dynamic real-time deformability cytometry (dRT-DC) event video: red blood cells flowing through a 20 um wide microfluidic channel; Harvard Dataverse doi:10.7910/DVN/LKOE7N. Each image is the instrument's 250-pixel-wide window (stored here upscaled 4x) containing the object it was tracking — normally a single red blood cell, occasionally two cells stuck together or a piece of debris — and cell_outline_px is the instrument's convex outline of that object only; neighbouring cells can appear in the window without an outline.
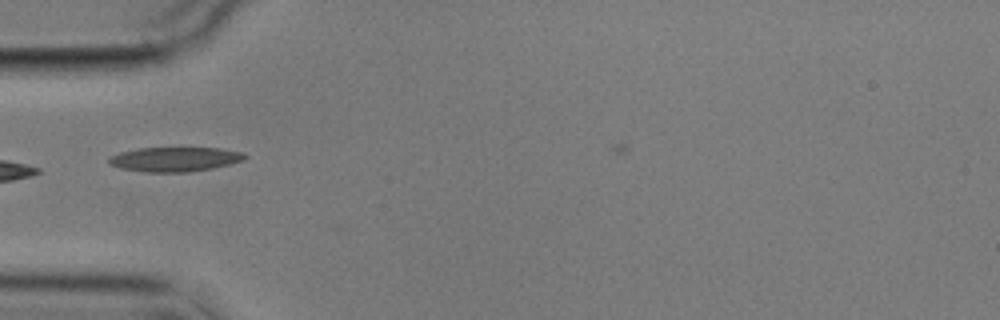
{"species": "common noctule bat (a hibernating species)", "species_latin": "Nyctalus noctula", "temperature_condition": "cold", "stored_images_in_passage": 3, "camera_frame_rate_fps": 3000, "um_per_image_px": 0.085, "animal": {"sex": "male", "body_mass_g": 17.9}, "frame": {"image": 1, "passage_image": 2, "time_ms": 1.0, "image_size_px": [1000, 320], "cell_outline_px": [[248, 156], [244, 160], [212, 168], [188, 172], [148, 172], [120, 168], [108, 164], [108, 156], [120, 152], [140, 148], [220, 148], [244, 152]], "centroid_in_image_um": [14.85, 13.53], "position_along_channel_um": 70.2, "area_um2": 19.42}}